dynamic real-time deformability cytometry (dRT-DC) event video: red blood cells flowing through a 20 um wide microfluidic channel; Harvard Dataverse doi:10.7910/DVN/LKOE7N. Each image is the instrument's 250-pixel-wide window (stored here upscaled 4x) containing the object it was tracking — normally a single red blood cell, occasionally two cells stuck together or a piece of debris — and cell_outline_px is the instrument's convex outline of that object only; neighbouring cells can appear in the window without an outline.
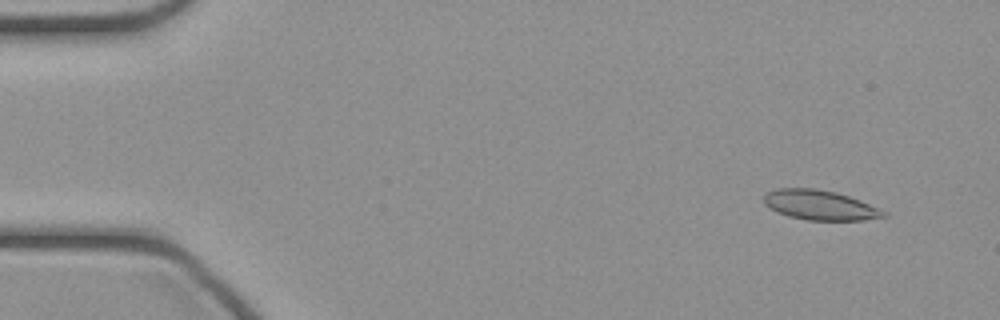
{"species": "common noctule bat (a hibernating species)", "species_latin": "Nyctalus noctula", "temperature_condition": "cold", "stored_images_in_passage": 47, "camera_frame_rate_fps": 3000, "um_per_image_px": 0.085, "animal": {"sex": "female", "body_mass_g": 21.9}, "frame": {"image": 1, "passage_image": 4, "time_ms": 1.0, "image_size_px": [1000, 320], "cell_outline_px": [[888, 216], [864, 220], [808, 220], [788, 216], [776, 212], [764, 204], [764, 196], [768, 192], [776, 188], [816, 188], [836, 192], [860, 200], [888, 212]], "centroid_in_image_um": [69.7, 17.43], "position_along_channel_um": 15.3, "area_um2": 20.87}}
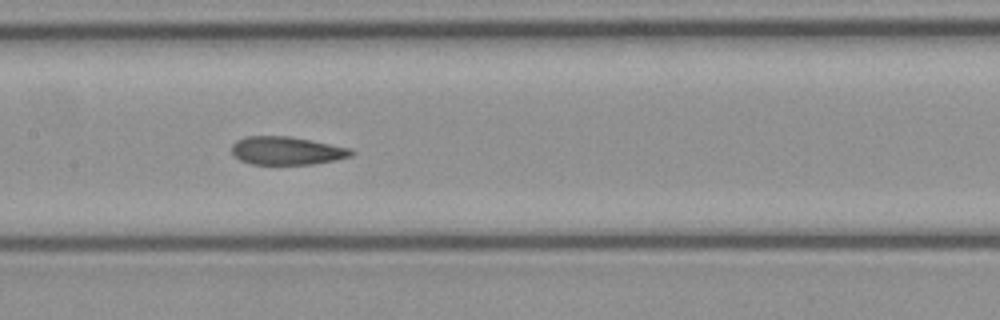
{"frame": {"image": 2, "passage_image": 23, "time_ms": 7.333, "image_size_px": [1000, 320], "cell_outline_px": [[356, 152], [352, 156], [336, 160], [312, 164], [252, 164], [240, 160], [232, 156], [232, 144], [236, 140], [244, 136], [288, 136], [312, 140], [352, 148]], "centroid_in_image_um": [24.38, 12.8], "position_along_channel_um": 183.0, "area_um2": 19.88}}
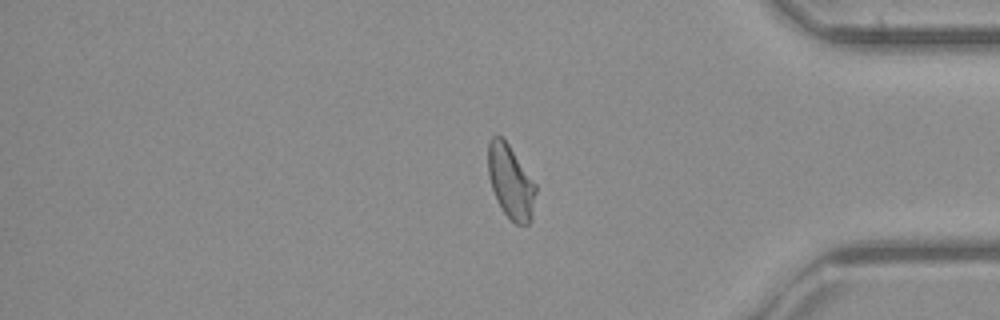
{"frame": {"image": 3, "passage_image": 39, "time_ms": 12.667, "image_size_px": [1000, 320], "cell_outline_px": [[536, 192], [532, 220], [528, 224], [516, 224], [504, 212], [496, 200], [488, 176], [488, 144], [492, 136], [500, 136], [508, 144], [536, 184]], "centroid_in_image_um": [43.41, 15.47], "position_along_channel_um": 391.8, "area_um2": 20.29}}